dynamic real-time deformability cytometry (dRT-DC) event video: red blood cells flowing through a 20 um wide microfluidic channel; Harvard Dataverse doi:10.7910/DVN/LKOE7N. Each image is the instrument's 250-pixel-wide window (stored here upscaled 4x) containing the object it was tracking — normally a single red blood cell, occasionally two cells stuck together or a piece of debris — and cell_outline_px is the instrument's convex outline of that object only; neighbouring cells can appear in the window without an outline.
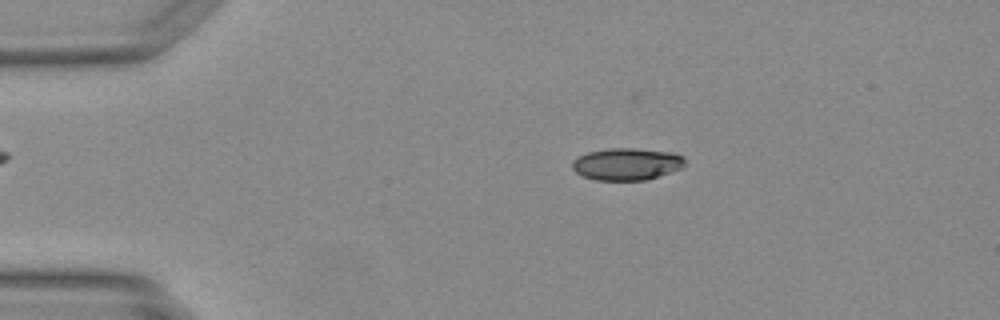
{"species": "Egyptian fruit bat (a non-hibernating species)", "species_latin": "Rousettus aegyptiacus", "temperature_condition": "warm", "stored_images_in_passage": 42, "camera_frame_rate_fps": 3000, "um_per_image_px": 0.085, "animal": {"sex": "female"}, "frame": {"image": 1, "passage_image": 3, "time_ms": 0.667, "image_size_px": [1000, 320], "cell_outline_px": [[684, 168], [644, 180], [596, 180], [584, 176], [576, 172], [572, 168], [572, 160], [588, 152], [608, 148], [636, 148], [672, 152], [680, 156], [684, 160]], "centroid_in_image_um": [53.26, 13.94], "position_along_channel_um": 31.7, "area_um2": 20.98}}
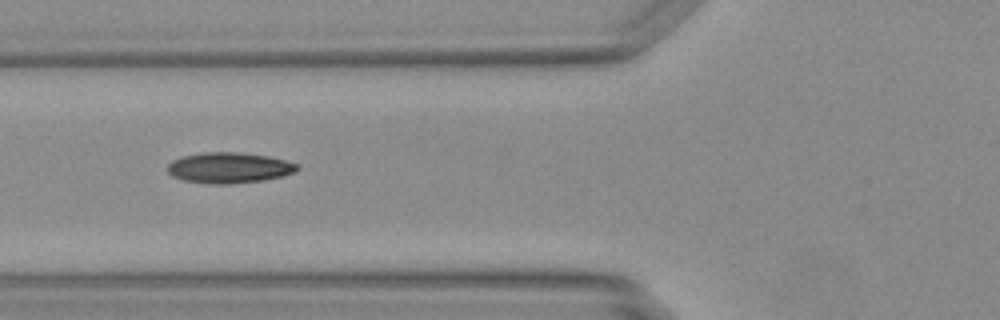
{"frame": {"image": 2, "passage_image": 12, "time_ms": 3.667, "image_size_px": [1000, 320], "cell_outline_px": [[300, 168], [284, 176], [264, 180], [232, 184], [212, 184], [184, 180], [172, 176], [168, 172], [168, 164], [172, 160], [180, 156], [200, 152], [236, 152], [268, 156], [284, 160], [296, 164]], "centroid_in_image_um": [19.43, 14.26], "position_along_channel_um": 106.4, "area_um2": 23.24}}
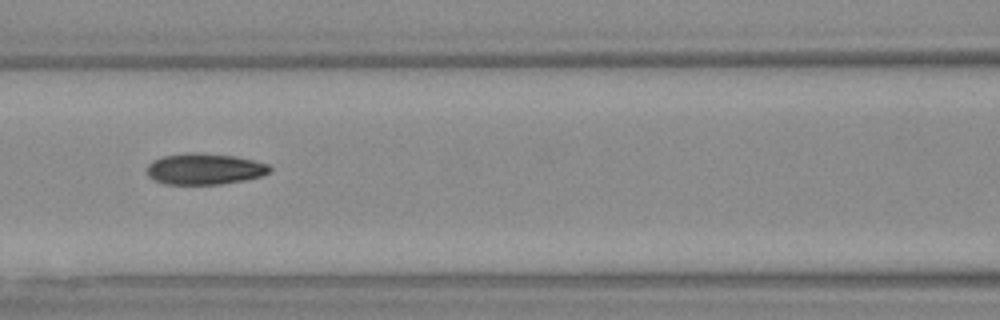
{"frame": {"image": 3, "passage_image": 15, "time_ms": 4.667, "image_size_px": [1000, 320], "cell_outline_px": [[272, 168], [268, 172], [260, 176], [220, 184], [164, 184], [148, 176], [148, 164], [164, 156], [232, 156], [252, 160], [268, 164]], "centroid_in_image_um": [17.41, 14.42], "position_along_channel_um": 149.2, "area_um2": 20.75}}